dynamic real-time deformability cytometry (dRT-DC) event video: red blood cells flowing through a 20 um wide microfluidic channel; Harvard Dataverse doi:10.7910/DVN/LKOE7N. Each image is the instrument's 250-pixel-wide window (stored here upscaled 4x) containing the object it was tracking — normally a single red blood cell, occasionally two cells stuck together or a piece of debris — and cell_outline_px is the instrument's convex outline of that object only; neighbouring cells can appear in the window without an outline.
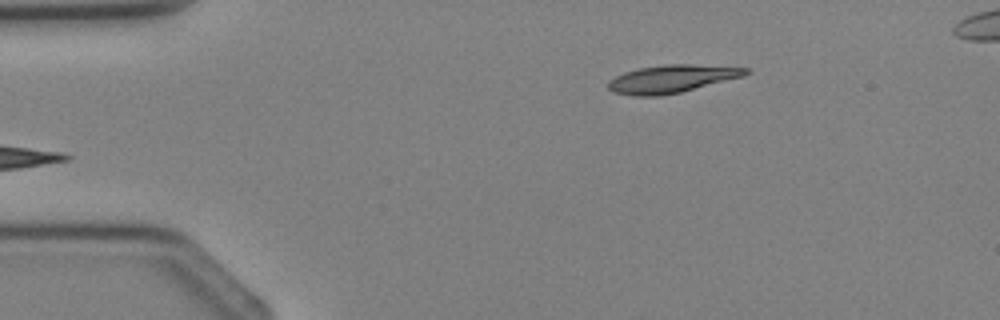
{"species": "Egyptian fruit bat (a non-hibernating species)", "species_latin": "Rousettus aegyptiacus", "temperature_condition": "cold", "stored_images_in_passage": 3, "camera_frame_rate_fps": 3000, "um_per_image_px": 0.085, "animal": {"sex": "female"}, "frame": {"image": 1, "passage_image": 3, "time_ms": 2.333, "image_size_px": [1000, 320], "cell_outline_px": [[752, 72], [744, 76], [680, 92], [660, 96], [632, 96], [612, 92], [608, 88], [608, 80], [624, 72], [640, 68], [664, 64], [692, 64], [748, 68]], "centroid_in_image_um": [57.08, 6.7], "position_along_channel_um": 27.9, "area_um2": 22.31}}